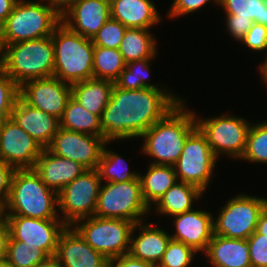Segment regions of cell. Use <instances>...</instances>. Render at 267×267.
<instances>
[{"label": "cell", "instance_id": "1", "mask_svg": "<svg viewBox=\"0 0 267 267\" xmlns=\"http://www.w3.org/2000/svg\"><path fill=\"white\" fill-rule=\"evenodd\" d=\"M163 89H120L114 84L100 117L103 139L137 138L172 110L180 99Z\"/></svg>", "mask_w": 267, "mask_h": 267}, {"label": "cell", "instance_id": "2", "mask_svg": "<svg viewBox=\"0 0 267 267\" xmlns=\"http://www.w3.org/2000/svg\"><path fill=\"white\" fill-rule=\"evenodd\" d=\"M181 100L162 119L146 130L143 152L156 160L151 164L174 166L181 155L188 135L197 127L195 114L185 112Z\"/></svg>", "mask_w": 267, "mask_h": 267}, {"label": "cell", "instance_id": "3", "mask_svg": "<svg viewBox=\"0 0 267 267\" xmlns=\"http://www.w3.org/2000/svg\"><path fill=\"white\" fill-rule=\"evenodd\" d=\"M58 194L46 186L33 168L14 171L6 202L7 215L58 219Z\"/></svg>", "mask_w": 267, "mask_h": 267}, {"label": "cell", "instance_id": "4", "mask_svg": "<svg viewBox=\"0 0 267 267\" xmlns=\"http://www.w3.org/2000/svg\"><path fill=\"white\" fill-rule=\"evenodd\" d=\"M52 42L54 77L70 85L93 78L92 39L74 33L61 22L53 31Z\"/></svg>", "mask_w": 267, "mask_h": 267}, {"label": "cell", "instance_id": "5", "mask_svg": "<svg viewBox=\"0 0 267 267\" xmlns=\"http://www.w3.org/2000/svg\"><path fill=\"white\" fill-rule=\"evenodd\" d=\"M2 68L19 85L53 76L54 45L52 35L35 40L6 44Z\"/></svg>", "mask_w": 267, "mask_h": 267}, {"label": "cell", "instance_id": "6", "mask_svg": "<svg viewBox=\"0 0 267 267\" xmlns=\"http://www.w3.org/2000/svg\"><path fill=\"white\" fill-rule=\"evenodd\" d=\"M61 23V15L51 6L18 0L1 25L6 44L49 37Z\"/></svg>", "mask_w": 267, "mask_h": 267}, {"label": "cell", "instance_id": "7", "mask_svg": "<svg viewBox=\"0 0 267 267\" xmlns=\"http://www.w3.org/2000/svg\"><path fill=\"white\" fill-rule=\"evenodd\" d=\"M134 225L125 219L91 216L78 220L73 227L94 250L111 260L129 252Z\"/></svg>", "mask_w": 267, "mask_h": 267}, {"label": "cell", "instance_id": "8", "mask_svg": "<svg viewBox=\"0 0 267 267\" xmlns=\"http://www.w3.org/2000/svg\"><path fill=\"white\" fill-rule=\"evenodd\" d=\"M149 207L144 201L140 179L108 182L101 185L94 216L125 219L135 224L142 221Z\"/></svg>", "mask_w": 267, "mask_h": 267}, {"label": "cell", "instance_id": "9", "mask_svg": "<svg viewBox=\"0 0 267 267\" xmlns=\"http://www.w3.org/2000/svg\"><path fill=\"white\" fill-rule=\"evenodd\" d=\"M266 198L237 195L230 199L213 222L214 235L247 240L256 231Z\"/></svg>", "mask_w": 267, "mask_h": 267}, {"label": "cell", "instance_id": "10", "mask_svg": "<svg viewBox=\"0 0 267 267\" xmlns=\"http://www.w3.org/2000/svg\"><path fill=\"white\" fill-rule=\"evenodd\" d=\"M216 157L205 135L196 127L187 137L184 148L174 165L177 179L204 191L215 167Z\"/></svg>", "mask_w": 267, "mask_h": 267}, {"label": "cell", "instance_id": "11", "mask_svg": "<svg viewBox=\"0 0 267 267\" xmlns=\"http://www.w3.org/2000/svg\"><path fill=\"white\" fill-rule=\"evenodd\" d=\"M101 184L97 169H87L58 193V207L67 226L94 216Z\"/></svg>", "mask_w": 267, "mask_h": 267}, {"label": "cell", "instance_id": "12", "mask_svg": "<svg viewBox=\"0 0 267 267\" xmlns=\"http://www.w3.org/2000/svg\"><path fill=\"white\" fill-rule=\"evenodd\" d=\"M197 127L205 135L215 157L220 152L240 158L244 154L249 123L238 117L220 116L212 119L196 120Z\"/></svg>", "mask_w": 267, "mask_h": 267}, {"label": "cell", "instance_id": "13", "mask_svg": "<svg viewBox=\"0 0 267 267\" xmlns=\"http://www.w3.org/2000/svg\"><path fill=\"white\" fill-rule=\"evenodd\" d=\"M10 236L31 247H40L48 256L55 255L58 239L66 224L58 219H35L7 215Z\"/></svg>", "mask_w": 267, "mask_h": 267}, {"label": "cell", "instance_id": "14", "mask_svg": "<svg viewBox=\"0 0 267 267\" xmlns=\"http://www.w3.org/2000/svg\"><path fill=\"white\" fill-rule=\"evenodd\" d=\"M43 148L12 119L0 121V159L15 169L34 168Z\"/></svg>", "mask_w": 267, "mask_h": 267}, {"label": "cell", "instance_id": "15", "mask_svg": "<svg viewBox=\"0 0 267 267\" xmlns=\"http://www.w3.org/2000/svg\"><path fill=\"white\" fill-rule=\"evenodd\" d=\"M106 141L102 137L78 133L60 127L48 149L57 156L97 169Z\"/></svg>", "mask_w": 267, "mask_h": 267}, {"label": "cell", "instance_id": "16", "mask_svg": "<svg viewBox=\"0 0 267 267\" xmlns=\"http://www.w3.org/2000/svg\"><path fill=\"white\" fill-rule=\"evenodd\" d=\"M20 97L30 106L61 119L71 97V85L52 76L25 82Z\"/></svg>", "mask_w": 267, "mask_h": 267}, {"label": "cell", "instance_id": "17", "mask_svg": "<svg viewBox=\"0 0 267 267\" xmlns=\"http://www.w3.org/2000/svg\"><path fill=\"white\" fill-rule=\"evenodd\" d=\"M110 17L106 0H74L61 14V22L74 33L92 39Z\"/></svg>", "mask_w": 267, "mask_h": 267}, {"label": "cell", "instance_id": "18", "mask_svg": "<svg viewBox=\"0 0 267 267\" xmlns=\"http://www.w3.org/2000/svg\"><path fill=\"white\" fill-rule=\"evenodd\" d=\"M61 232L55 256L61 267H109V260L94 250L73 227Z\"/></svg>", "mask_w": 267, "mask_h": 267}, {"label": "cell", "instance_id": "19", "mask_svg": "<svg viewBox=\"0 0 267 267\" xmlns=\"http://www.w3.org/2000/svg\"><path fill=\"white\" fill-rule=\"evenodd\" d=\"M10 118L43 149L50 146L60 129V119L28 105L21 97L17 100Z\"/></svg>", "mask_w": 267, "mask_h": 267}, {"label": "cell", "instance_id": "20", "mask_svg": "<svg viewBox=\"0 0 267 267\" xmlns=\"http://www.w3.org/2000/svg\"><path fill=\"white\" fill-rule=\"evenodd\" d=\"M174 217L176 232L170 235L172 240L182 242L196 252H205L214 235L212 215L206 211L190 210Z\"/></svg>", "mask_w": 267, "mask_h": 267}, {"label": "cell", "instance_id": "21", "mask_svg": "<svg viewBox=\"0 0 267 267\" xmlns=\"http://www.w3.org/2000/svg\"><path fill=\"white\" fill-rule=\"evenodd\" d=\"M43 183L57 194L87 169L80 163L66 159L44 148L33 168Z\"/></svg>", "mask_w": 267, "mask_h": 267}, {"label": "cell", "instance_id": "22", "mask_svg": "<svg viewBox=\"0 0 267 267\" xmlns=\"http://www.w3.org/2000/svg\"><path fill=\"white\" fill-rule=\"evenodd\" d=\"M205 253L213 267H252L244 239L213 235Z\"/></svg>", "mask_w": 267, "mask_h": 267}, {"label": "cell", "instance_id": "23", "mask_svg": "<svg viewBox=\"0 0 267 267\" xmlns=\"http://www.w3.org/2000/svg\"><path fill=\"white\" fill-rule=\"evenodd\" d=\"M140 224L141 222L136 223L132 229L130 238L131 244L128 253L139 260L147 261L157 266L172 238L164 230L154 226L152 227V225L149 224L142 225L140 227L142 231L139 233V236L133 240V231H135Z\"/></svg>", "mask_w": 267, "mask_h": 267}, {"label": "cell", "instance_id": "24", "mask_svg": "<svg viewBox=\"0 0 267 267\" xmlns=\"http://www.w3.org/2000/svg\"><path fill=\"white\" fill-rule=\"evenodd\" d=\"M111 18L126 28H144L160 22V16L150 0H119L110 6Z\"/></svg>", "mask_w": 267, "mask_h": 267}, {"label": "cell", "instance_id": "25", "mask_svg": "<svg viewBox=\"0 0 267 267\" xmlns=\"http://www.w3.org/2000/svg\"><path fill=\"white\" fill-rule=\"evenodd\" d=\"M114 82L88 79L71 85V96L88 112L100 116L110 101Z\"/></svg>", "mask_w": 267, "mask_h": 267}, {"label": "cell", "instance_id": "26", "mask_svg": "<svg viewBox=\"0 0 267 267\" xmlns=\"http://www.w3.org/2000/svg\"><path fill=\"white\" fill-rule=\"evenodd\" d=\"M142 195L147 206L157 203L165 192L177 183L174 166L150 164L146 175H139ZM152 202V203H151Z\"/></svg>", "mask_w": 267, "mask_h": 267}, {"label": "cell", "instance_id": "27", "mask_svg": "<svg viewBox=\"0 0 267 267\" xmlns=\"http://www.w3.org/2000/svg\"><path fill=\"white\" fill-rule=\"evenodd\" d=\"M203 191L194 185L178 182L170 187L156 203L159 214L176 216L192 210V202L202 195Z\"/></svg>", "mask_w": 267, "mask_h": 267}, {"label": "cell", "instance_id": "28", "mask_svg": "<svg viewBox=\"0 0 267 267\" xmlns=\"http://www.w3.org/2000/svg\"><path fill=\"white\" fill-rule=\"evenodd\" d=\"M60 127L103 138L100 116L88 112L72 96L69 98L63 116L60 119Z\"/></svg>", "mask_w": 267, "mask_h": 267}, {"label": "cell", "instance_id": "29", "mask_svg": "<svg viewBox=\"0 0 267 267\" xmlns=\"http://www.w3.org/2000/svg\"><path fill=\"white\" fill-rule=\"evenodd\" d=\"M119 51L125 63H128L145 58H154L156 55V44L148 29L127 28Z\"/></svg>", "mask_w": 267, "mask_h": 267}, {"label": "cell", "instance_id": "30", "mask_svg": "<svg viewBox=\"0 0 267 267\" xmlns=\"http://www.w3.org/2000/svg\"><path fill=\"white\" fill-rule=\"evenodd\" d=\"M126 67L119 49L95 46L93 57V78L115 82Z\"/></svg>", "mask_w": 267, "mask_h": 267}, {"label": "cell", "instance_id": "31", "mask_svg": "<svg viewBox=\"0 0 267 267\" xmlns=\"http://www.w3.org/2000/svg\"><path fill=\"white\" fill-rule=\"evenodd\" d=\"M104 144L97 171L101 181L107 179L108 182H127L139 178V174L129 172L128 166H124V160L121 156L109 151ZM124 161V162H123Z\"/></svg>", "mask_w": 267, "mask_h": 267}, {"label": "cell", "instance_id": "32", "mask_svg": "<svg viewBox=\"0 0 267 267\" xmlns=\"http://www.w3.org/2000/svg\"><path fill=\"white\" fill-rule=\"evenodd\" d=\"M151 59L152 58H145L126 63V67L120 73L119 78L114 82L115 85L120 89L126 90H138L147 87L159 89L157 86L150 83L148 84L145 81L146 78L148 79L147 81H150L147 74L150 73L148 70L150 67L148 63Z\"/></svg>", "mask_w": 267, "mask_h": 267}, {"label": "cell", "instance_id": "33", "mask_svg": "<svg viewBox=\"0 0 267 267\" xmlns=\"http://www.w3.org/2000/svg\"><path fill=\"white\" fill-rule=\"evenodd\" d=\"M48 255L40 247H31L24 242L14 240L8 242L6 261L13 267H35Z\"/></svg>", "mask_w": 267, "mask_h": 267}, {"label": "cell", "instance_id": "34", "mask_svg": "<svg viewBox=\"0 0 267 267\" xmlns=\"http://www.w3.org/2000/svg\"><path fill=\"white\" fill-rule=\"evenodd\" d=\"M241 158L251 162L267 163V122L250 126Z\"/></svg>", "mask_w": 267, "mask_h": 267}, {"label": "cell", "instance_id": "35", "mask_svg": "<svg viewBox=\"0 0 267 267\" xmlns=\"http://www.w3.org/2000/svg\"><path fill=\"white\" fill-rule=\"evenodd\" d=\"M219 5L224 8L226 15L251 19L254 23L263 25V14L267 0H219Z\"/></svg>", "mask_w": 267, "mask_h": 267}, {"label": "cell", "instance_id": "36", "mask_svg": "<svg viewBox=\"0 0 267 267\" xmlns=\"http://www.w3.org/2000/svg\"><path fill=\"white\" fill-rule=\"evenodd\" d=\"M20 97V86L0 67V121L10 119Z\"/></svg>", "mask_w": 267, "mask_h": 267}, {"label": "cell", "instance_id": "37", "mask_svg": "<svg viewBox=\"0 0 267 267\" xmlns=\"http://www.w3.org/2000/svg\"><path fill=\"white\" fill-rule=\"evenodd\" d=\"M195 253L193 248L171 239L156 267H189Z\"/></svg>", "mask_w": 267, "mask_h": 267}, {"label": "cell", "instance_id": "38", "mask_svg": "<svg viewBox=\"0 0 267 267\" xmlns=\"http://www.w3.org/2000/svg\"><path fill=\"white\" fill-rule=\"evenodd\" d=\"M126 29L119 21L110 17L92 38L93 45L119 49Z\"/></svg>", "mask_w": 267, "mask_h": 267}, {"label": "cell", "instance_id": "39", "mask_svg": "<svg viewBox=\"0 0 267 267\" xmlns=\"http://www.w3.org/2000/svg\"><path fill=\"white\" fill-rule=\"evenodd\" d=\"M252 267H267V238L253 232L247 239Z\"/></svg>", "mask_w": 267, "mask_h": 267}, {"label": "cell", "instance_id": "40", "mask_svg": "<svg viewBox=\"0 0 267 267\" xmlns=\"http://www.w3.org/2000/svg\"><path fill=\"white\" fill-rule=\"evenodd\" d=\"M251 50L262 51L267 49V27L253 23L249 31L245 34L241 40Z\"/></svg>", "mask_w": 267, "mask_h": 267}, {"label": "cell", "instance_id": "41", "mask_svg": "<svg viewBox=\"0 0 267 267\" xmlns=\"http://www.w3.org/2000/svg\"><path fill=\"white\" fill-rule=\"evenodd\" d=\"M226 18L227 29L238 41H241L244 38L245 34L254 23L251 19L237 18L236 15H227Z\"/></svg>", "mask_w": 267, "mask_h": 267}, {"label": "cell", "instance_id": "42", "mask_svg": "<svg viewBox=\"0 0 267 267\" xmlns=\"http://www.w3.org/2000/svg\"><path fill=\"white\" fill-rule=\"evenodd\" d=\"M209 0H174L172 8L169 11V16L176 17L186 15L204 6ZM216 3L219 0H214Z\"/></svg>", "mask_w": 267, "mask_h": 267}, {"label": "cell", "instance_id": "43", "mask_svg": "<svg viewBox=\"0 0 267 267\" xmlns=\"http://www.w3.org/2000/svg\"><path fill=\"white\" fill-rule=\"evenodd\" d=\"M16 169L0 159V199L7 202L11 181Z\"/></svg>", "mask_w": 267, "mask_h": 267}, {"label": "cell", "instance_id": "44", "mask_svg": "<svg viewBox=\"0 0 267 267\" xmlns=\"http://www.w3.org/2000/svg\"><path fill=\"white\" fill-rule=\"evenodd\" d=\"M109 267H156L154 264L139 260L129 253L123 254L117 259L109 260Z\"/></svg>", "mask_w": 267, "mask_h": 267}, {"label": "cell", "instance_id": "45", "mask_svg": "<svg viewBox=\"0 0 267 267\" xmlns=\"http://www.w3.org/2000/svg\"><path fill=\"white\" fill-rule=\"evenodd\" d=\"M10 230L7 222L0 225V262L6 261Z\"/></svg>", "mask_w": 267, "mask_h": 267}, {"label": "cell", "instance_id": "46", "mask_svg": "<svg viewBox=\"0 0 267 267\" xmlns=\"http://www.w3.org/2000/svg\"><path fill=\"white\" fill-rule=\"evenodd\" d=\"M18 0H0V26L13 11Z\"/></svg>", "mask_w": 267, "mask_h": 267}, {"label": "cell", "instance_id": "47", "mask_svg": "<svg viewBox=\"0 0 267 267\" xmlns=\"http://www.w3.org/2000/svg\"><path fill=\"white\" fill-rule=\"evenodd\" d=\"M259 234L265 235L267 238V205L263 208L256 227Z\"/></svg>", "mask_w": 267, "mask_h": 267}, {"label": "cell", "instance_id": "48", "mask_svg": "<svg viewBox=\"0 0 267 267\" xmlns=\"http://www.w3.org/2000/svg\"><path fill=\"white\" fill-rule=\"evenodd\" d=\"M73 1L74 0H48V4L61 15L73 3Z\"/></svg>", "mask_w": 267, "mask_h": 267}, {"label": "cell", "instance_id": "49", "mask_svg": "<svg viewBox=\"0 0 267 267\" xmlns=\"http://www.w3.org/2000/svg\"><path fill=\"white\" fill-rule=\"evenodd\" d=\"M35 267H61L55 255L47 256L43 261L38 263Z\"/></svg>", "mask_w": 267, "mask_h": 267}, {"label": "cell", "instance_id": "50", "mask_svg": "<svg viewBox=\"0 0 267 267\" xmlns=\"http://www.w3.org/2000/svg\"><path fill=\"white\" fill-rule=\"evenodd\" d=\"M6 46L7 45L4 39L2 28L0 26V54L4 50V52H2V56L0 57V67H2V65L4 64L5 55H6Z\"/></svg>", "mask_w": 267, "mask_h": 267}, {"label": "cell", "instance_id": "51", "mask_svg": "<svg viewBox=\"0 0 267 267\" xmlns=\"http://www.w3.org/2000/svg\"><path fill=\"white\" fill-rule=\"evenodd\" d=\"M6 202L0 199V225L6 223L7 213L5 212Z\"/></svg>", "mask_w": 267, "mask_h": 267}, {"label": "cell", "instance_id": "52", "mask_svg": "<svg viewBox=\"0 0 267 267\" xmlns=\"http://www.w3.org/2000/svg\"><path fill=\"white\" fill-rule=\"evenodd\" d=\"M259 70H261V74L263 76L264 82L267 84V57L264 60L263 64L259 66Z\"/></svg>", "mask_w": 267, "mask_h": 267}, {"label": "cell", "instance_id": "53", "mask_svg": "<svg viewBox=\"0 0 267 267\" xmlns=\"http://www.w3.org/2000/svg\"><path fill=\"white\" fill-rule=\"evenodd\" d=\"M263 25L267 27V6L264 8Z\"/></svg>", "mask_w": 267, "mask_h": 267}, {"label": "cell", "instance_id": "54", "mask_svg": "<svg viewBox=\"0 0 267 267\" xmlns=\"http://www.w3.org/2000/svg\"><path fill=\"white\" fill-rule=\"evenodd\" d=\"M0 267H13L11 264H9L7 261L0 262Z\"/></svg>", "mask_w": 267, "mask_h": 267}, {"label": "cell", "instance_id": "55", "mask_svg": "<svg viewBox=\"0 0 267 267\" xmlns=\"http://www.w3.org/2000/svg\"><path fill=\"white\" fill-rule=\"evenodd\" d=\"M119 0H106V2L111 6L112 4H114L115 2H117Z\"/></svg>", "mask_w": 267, "mask_h": 267}]
</instances>
